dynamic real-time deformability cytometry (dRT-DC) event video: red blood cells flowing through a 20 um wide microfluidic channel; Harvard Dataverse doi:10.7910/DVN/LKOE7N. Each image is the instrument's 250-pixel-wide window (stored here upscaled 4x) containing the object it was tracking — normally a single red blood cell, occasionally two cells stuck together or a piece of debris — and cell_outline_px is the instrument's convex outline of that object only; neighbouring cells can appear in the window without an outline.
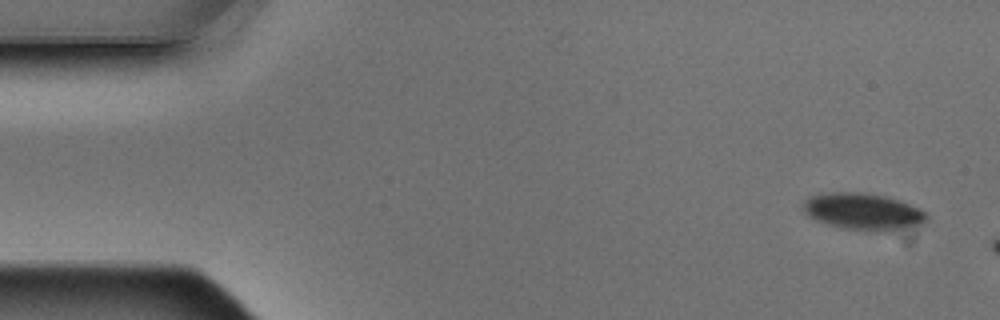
{"species": "Egyptian fruit bat (a non-hibernating species)", "species_latin": "Rousettus aegyptiacus", "temperature_condition": "warm", "stored_images_in_passage": 3, "camera_frame_rate_fps": 3000, "um_per_image_px": 0.085, "animal": {"sex": "male"}, "frame": {"image": 1, "passage_image": 1, "time_ms": 0.0, "image_size_px": [1000, 320], "cell_outline_px": [[928, 216], [924, 224], [888, 232], [884, 232], [844, 228], [828, 224], [816, 220], [808, 216], [804, 212], [804, 204], [812, 196], [832, 192], [860, 192], [884, 196], [920, 208]], "centroid_in_image_um": [73.41, 18.0], "position_along_channel_um": 11.6, "area_um2": 26.13}}